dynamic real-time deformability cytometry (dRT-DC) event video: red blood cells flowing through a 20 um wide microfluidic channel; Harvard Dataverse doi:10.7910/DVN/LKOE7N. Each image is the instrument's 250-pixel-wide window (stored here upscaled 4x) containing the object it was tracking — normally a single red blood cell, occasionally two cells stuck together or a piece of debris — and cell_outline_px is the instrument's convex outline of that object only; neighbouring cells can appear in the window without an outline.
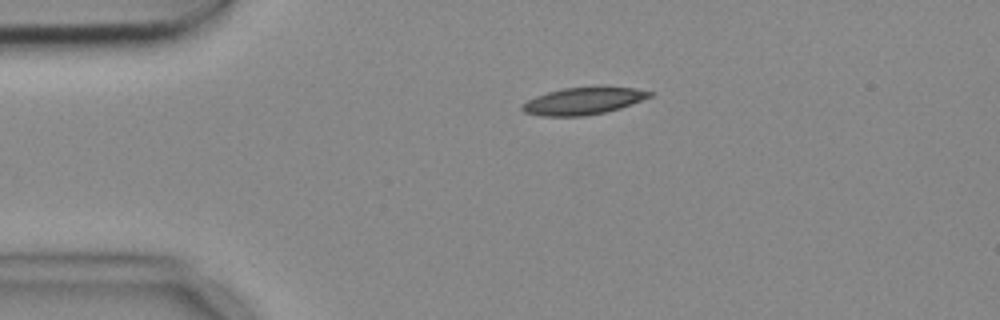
{"species": "common noctule bat (a hibernating species)", "species_latin": "Nyctalus noctula", "temperature_condition": "cold", "stored_images_in_passage": 2, "camera_frame_rate_fps": 3000, "um_per_image_px": 0.085, "animal": {"sex": "female", "body_mass_g": 18.4}, "frame": {"image": 1, "passage_image": 1, "time_ms": 0.0, "image_size_px": [1000, 320], "cell_outline_px": [[652, 96], [632, 104], [620, 108], [604, 112], [584, 116], [540, 116], [524, 112], [520, 108], [520, 104], [536, 96], [548, 92], [564, 88], [636, 88], [652, 92]], "centroid_in_image_um": [49.53, 8.61], "position_along_channel_um": 35.5, "area_um2": 19.77}}